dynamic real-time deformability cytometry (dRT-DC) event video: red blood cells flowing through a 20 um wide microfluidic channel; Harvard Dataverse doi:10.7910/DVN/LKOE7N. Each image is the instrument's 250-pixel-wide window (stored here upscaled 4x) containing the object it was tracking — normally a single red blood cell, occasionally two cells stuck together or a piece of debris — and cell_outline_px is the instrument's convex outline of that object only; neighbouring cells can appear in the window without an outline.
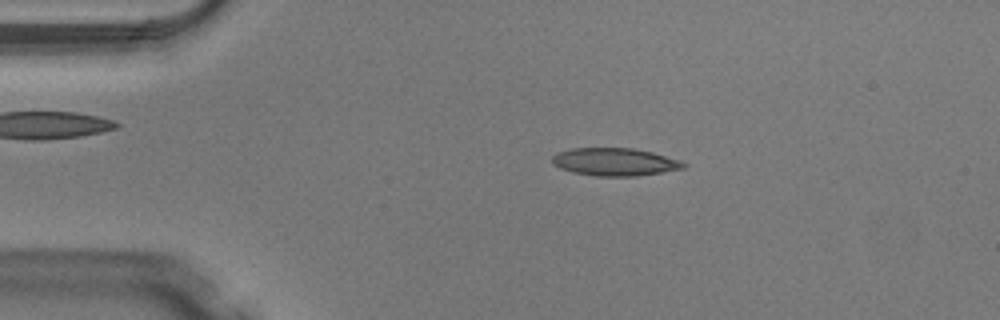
{"species": "Egyptian fruit bat (a non-hibernating species)", "species_latin": "Rousettus aegyptiacus", "temperature_condition": "warm", "stored_images_in_passage": 47, "camera_frame_rate_fps": 3000, "um_per_image_px": 0.085, "animal": {"sex": "male"}, "frame": {"image": 1, "passage_image": 8, "time_ms": 2.333, "image_size_px": [1000, 320], "cell_outline_px": [[688, 164], [684, 168], [636, 176], [596, 176], [572, 172], [560, 168], [552, 164], [552, 156], [560, 152], [572, 148], [632, 148], [652, 152], [680, 160]], "centroid_in_image_um": [52.25, 13.76], "position_along_channel_um": 32.7, "area_um2": 21.15}}
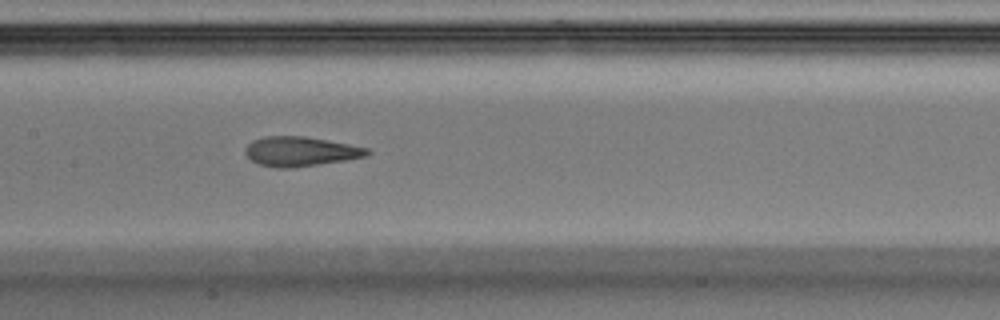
{"frame": {"image": 2, "passage_image": 22, "time_ms": 7.0, "image_size_px": [1000, 320], "cell_outline_px": [[372, 152], [368, 156], [344, 160], [292, 168], [276, 168], [260, 164], [252, 160], [244, 152], [244, 148], [252, 140], [264, 136], [304, 136], [348, 144], [368, 148]], "centroid_in_image_um": [25.52, 12.87], "position_along_channel_um": 181.9, "area_um2": 20.92}}
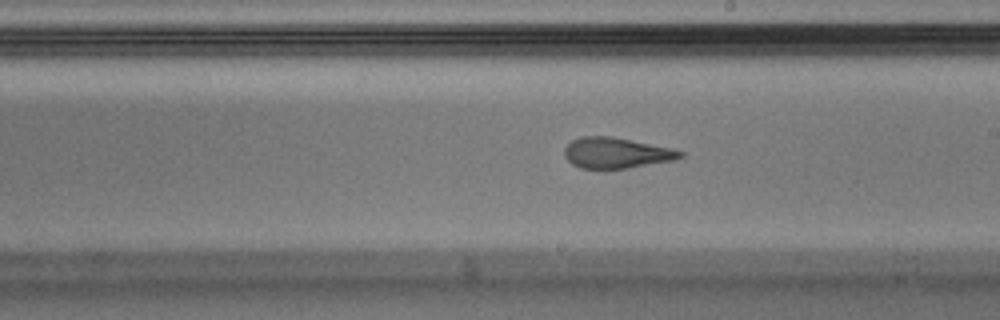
{"frame": {"image": 3, "passage_image": 26, "time_ms": 8.333, "image_size_px": [1000, 320], "cell_outline_px": [[684, 156], [672, 160], [628, 168], [580, 168], [572, 164], [564, 156], [564, 148], [572, 140], [580, 136], [612, 136], [672, 148], [684, 152]], "centroid_in_image_um": [52.36, 12.98], "position_along_channel_um": 236.6, "area_um2": 20.63}, "authors_computed_cell_mechanics": {"area_um2": 21.1548, "velocity_mm_per_s": 4.1263, "shape_relaxation_time_tau1_ms": 4.9956, "shape_relaxation_time_tau2_ms": 1.3768, "deformation_change_tau1": 0.1971, "deformation_change_tau2": 0.1104}}